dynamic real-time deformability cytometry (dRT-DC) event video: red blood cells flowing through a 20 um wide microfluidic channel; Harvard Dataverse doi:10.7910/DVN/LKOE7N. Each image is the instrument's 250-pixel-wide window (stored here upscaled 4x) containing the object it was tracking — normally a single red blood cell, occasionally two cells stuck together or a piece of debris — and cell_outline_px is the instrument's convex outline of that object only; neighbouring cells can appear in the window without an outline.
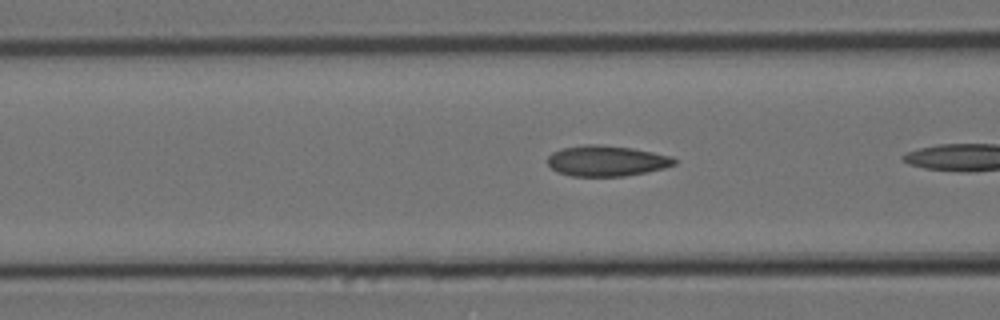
{"species": "Egyptian fruit bat (a non-hibernating species)", "species_latin": "Rousettus aegyptiacus", "temperature_condition": "cold", "stored_images_in_passage": 8, "camera_frame_rate_fps": 3000, "um_per_image_px": 0.085, "animal": {"sex": "female"}, "frame": {"image": 1, "passage_image": 5, "time_ms": 1.333, "image_size_px": [1000, 320], "cell_outline_px": [[676, 164], [664, 168], [624, 176], [572, 176], [556, 172], [548, 164], [548, 156], [552, 152], [560, 148], [584, 144], [596, 144], [632, 148], [672, 156], [676, 160]], "centroid_in_image_um": [51.52, 13.66], "position_along_channel_um": 115.1, "area_um2": 22.66}}